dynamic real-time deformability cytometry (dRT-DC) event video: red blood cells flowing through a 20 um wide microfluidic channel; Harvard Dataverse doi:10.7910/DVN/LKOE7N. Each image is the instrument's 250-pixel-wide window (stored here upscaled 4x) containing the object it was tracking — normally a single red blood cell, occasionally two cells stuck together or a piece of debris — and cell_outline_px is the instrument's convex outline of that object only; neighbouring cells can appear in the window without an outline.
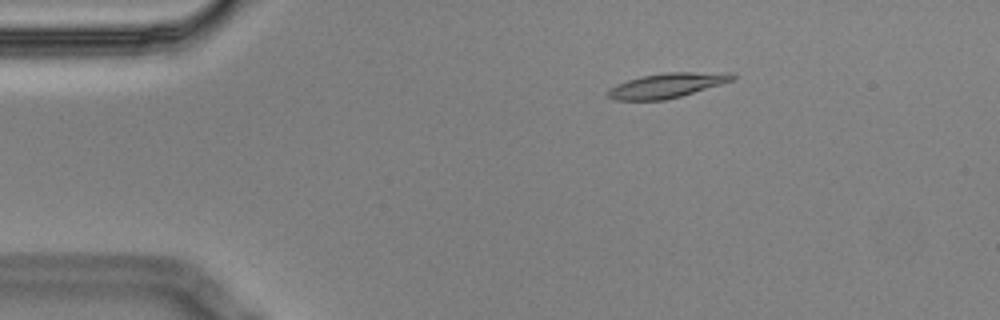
{"species": "Egyptian fruit bat (a non-hibernating species)", "species_latin": "Rousettus aegyptiacus", "temperature_condition": "cold", "stored_images_in_passage": 5, "camera_frame_rate_fps": 3000, "um_per_image_px": 0.085, "animal": {"sex": "male"}, "frame": {"image": 1, "passage_image": 3, "time_ms": 0.667, "image_size_px": [1000, 320], "cell_outline_px": [[736, 80], [680, 96], [664, 100], [616, 100], [608, 96], [604, 92], [608, 88], [616, 84], [640, 76], [664, 72], [732, 72], [736, 76]], "centroid_in_image_um": [56.71, 7.24], "position_along_channel_um": 28.3, "area_um2": 18.21}}
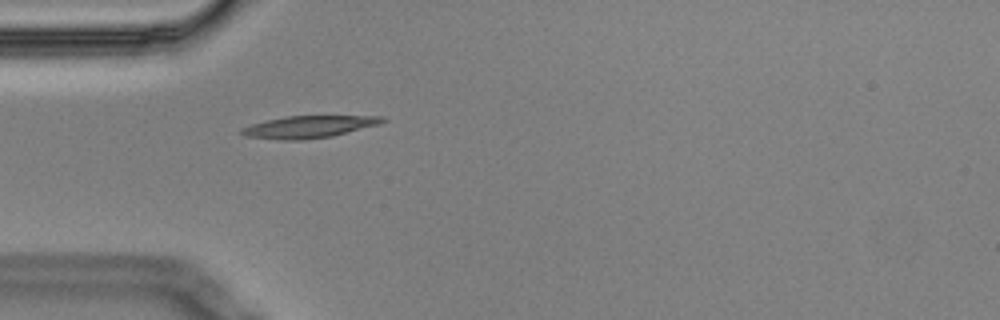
{"frame": {"image": 2, "passage_image": 5, "time_ms": 1.333, "image_size_px": [1000, 320], "cell_outline_px": [[388, 120], [380, 124], [332, 136], [300, 140], [280, 140], [244, 136], [240, 132], [240, 128], [252, 124], [268, 120], [288, 116], [384, 116]], "centroid_in_image_um": [26.26, 10.78], "position_along_channel_um": 58.7, "area_um2": 18.09}}